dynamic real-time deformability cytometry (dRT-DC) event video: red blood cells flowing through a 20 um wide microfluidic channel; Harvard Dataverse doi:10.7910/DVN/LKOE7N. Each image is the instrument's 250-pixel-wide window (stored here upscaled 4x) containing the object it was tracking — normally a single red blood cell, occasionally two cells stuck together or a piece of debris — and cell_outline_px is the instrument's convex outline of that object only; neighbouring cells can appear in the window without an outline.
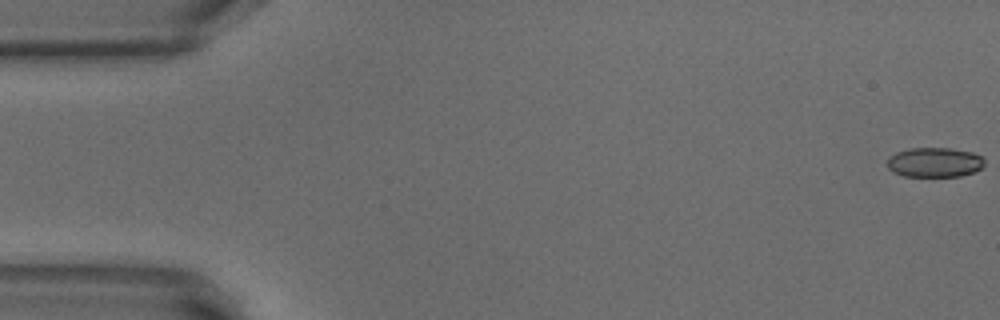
{"species": "common noctule bat (a hibernating species)", "species_latin": "Nyctalus noctula", "temperature_condition": "warm", "stored_images_in_passage": 19, "camera_frame_rate_fps": 3000, "um_per_image_px": 0.085, "animal": {"sex": "male", "body_mass_g": 18.8}, "frame": {"image": 1, "passage_image": 1, "time_ms": 0.0, "image_size_px": [1000, 320], "cell_outline_px": [[984, 164], [980, 168], [972, 172], [960, 176], [904, 176], [888, 168], [888, 156], [896, 152], [908, 148], [948, 148], [972, 152], [980, 156], [984, 160]], "centroid_in_image_um": [79.41, 13.78], "position_along_channel_um": 5.6, "area_um2": 16.65}}
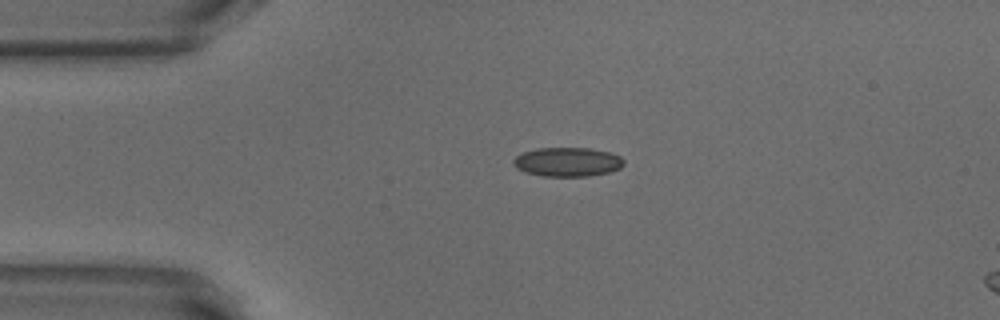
{"frame": {"image": 2, "passage_image": 12, "time_ms": 3.667, "image_size_px": [1000, 320], "cell_outline_px": [[624, 164], [620, 168], [612, 172], [588, 176], [544, 176], [524, 172], [516, 168], [512, 164], [512, 160], [516, 156], [524, 152], [536, 148], [588, 148], [612, 152], [620, 156], [624, 160]], "centroid_in_image_um": [48.25, 13.76], "position_along_channel_um": 36.8, "area_um2": 18.96}}